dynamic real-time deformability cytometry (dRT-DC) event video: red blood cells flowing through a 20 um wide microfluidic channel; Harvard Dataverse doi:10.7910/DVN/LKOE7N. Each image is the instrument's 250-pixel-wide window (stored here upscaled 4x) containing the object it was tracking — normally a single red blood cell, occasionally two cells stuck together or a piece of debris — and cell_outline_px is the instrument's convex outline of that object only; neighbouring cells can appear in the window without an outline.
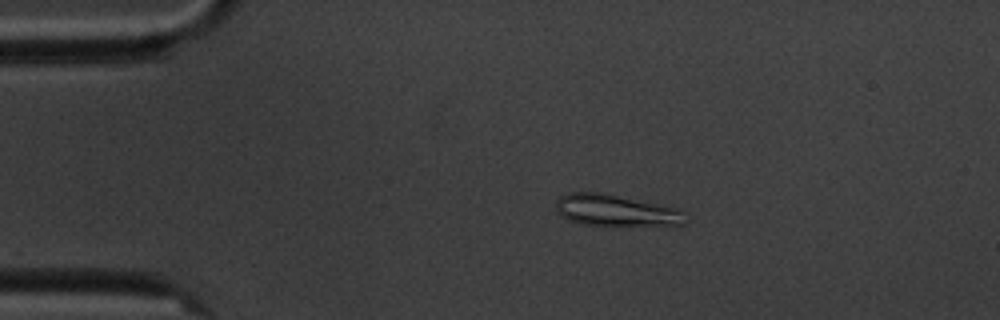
{"species": "common noctule bat (a hibernating species)", "species_latin": "Nyctalus noctula", "temperature_condition": "cold", "stored_images_in_passage": 8, "camera_frame_rate_fps": 3000, "um_per_image_px": 0.085, "animal": {"sex": "male", "body_mass_g": 20.1, "forearm_length_mm": 53.5}, "frame": {"image": 1, "passage_image": 3, "time_ms": 2.0, "image_size_px": [1000, 320], "cell_outline_px": [[684, 224], [580, 224], [556, 212], [556, 200], [560, 196], [568, 192], [600, 192], [676, 208], [684, 212]], "centroid_in_image_um": [52.25, 17.85], "position_along_channel_um": 32.8, "area_um2": 22.83}}
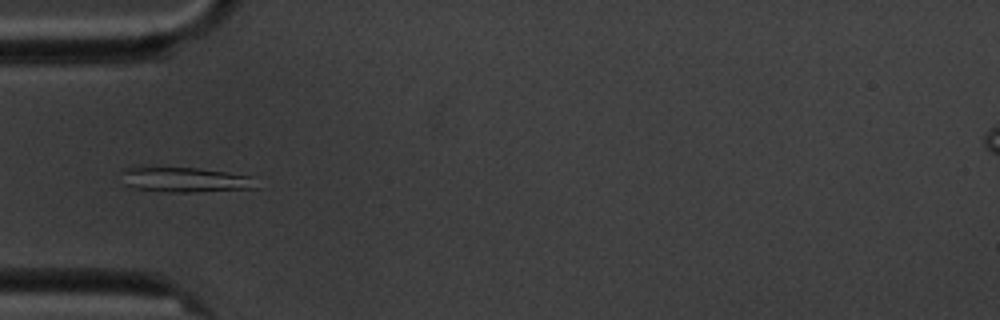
{"frame": {"image": 2, "passage_image": 5, "time_ms": 4.333, "image_size_px": [1000, 320], "cell_outline_px": [[256, 188], [196, 192], [168, 192], [136, 188], [124, 184], [120, 172], [120, 168], [132, 164], [148, 164], [200, 168], [252, 176]], "centroid_in_image_um": [15.52, 15.2], "position_along_channel_um": 69.5, "area_um2": 20.81}}